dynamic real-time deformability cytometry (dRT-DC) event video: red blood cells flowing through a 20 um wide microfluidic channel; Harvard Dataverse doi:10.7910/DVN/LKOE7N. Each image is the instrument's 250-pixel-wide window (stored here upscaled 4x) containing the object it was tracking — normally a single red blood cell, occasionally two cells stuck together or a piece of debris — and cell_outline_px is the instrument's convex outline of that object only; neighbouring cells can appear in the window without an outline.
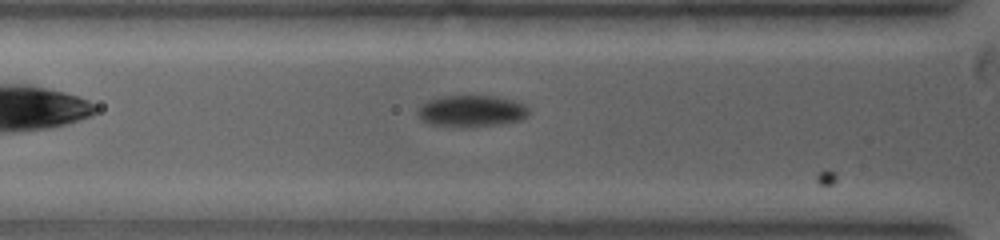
{"species": "common noctule bat (a hibernating species)", "species_latin": "Nyctalus noctula", "temperature_condition": "warm", "stored_images_in_passage": 4, "segment_of_instrument_passage": [1, 2], "camera_frame_rate_fps": 5000, "um_per_image_px": 0.085, "animal": {"sex": "female", "body_mass_g": 19.0, "forearm_length_mm": 53.3}, "frame": {"image": 1, "passage_image": 3, "time_ms": 0.4, "image_size_px": [1000, 240], "cell_outline_px": [[528, 116], [520, 120], [500, 124], [476, 128], [460, 128], [428, 124], [420, 120], [416, 116], [416, 108], [420, 104], [436, 96], [464, 92], [472, 92], [500, 96], [516, 100], [524, 104], [528, 108]], "centroid_in_image_um": [40.0, 9.39], "position_along_channel_um": 85.8, "area_um2": 22.43}}